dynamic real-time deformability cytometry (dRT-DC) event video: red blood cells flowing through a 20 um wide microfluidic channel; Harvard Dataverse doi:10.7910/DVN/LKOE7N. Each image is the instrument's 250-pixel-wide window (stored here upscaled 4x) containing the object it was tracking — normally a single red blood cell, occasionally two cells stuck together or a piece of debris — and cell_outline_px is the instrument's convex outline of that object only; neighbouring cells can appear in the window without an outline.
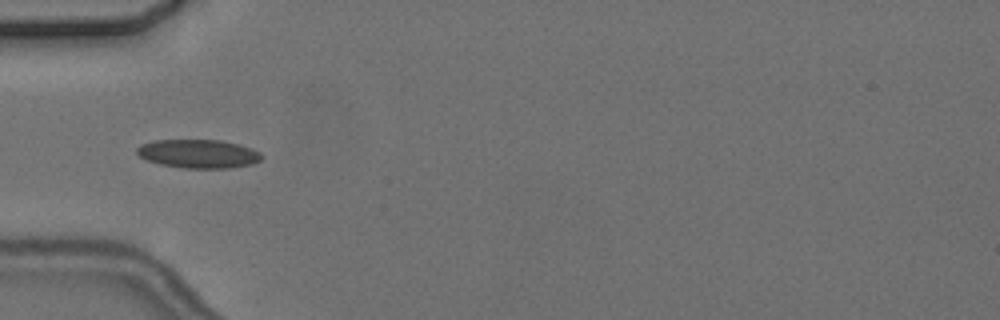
{"species": "common noctule bat (a hibernating species)", "species_latin": "Nyctalus noctula", "temperature_condition": "cold", "stored_images_in_passage": 7, "camera_frame_rate_fps": 3000, "um_per_image_px": 0.085, "animal": {"sex": "female", "body_mass_g": 24.6, "forearm_length_mm": 56.2}, "frame": {"image": 1, "passage_image": 6, "time_ms": 5.667, "image_size_px": [1000, 320], "cell_outline_px": [[264, 156], [260, 160], [252, 164], [232, 168], [184, 168], [160, 164], [144, 160], [136, 152], [136, 148], [140, 144], [152, 140], [220, 140], [252, 148], [260, 152]], "centroid_in_image_um": [16.84, 13.07], "position_along_channel_um": 68.2, "area_um2": 20.98}}
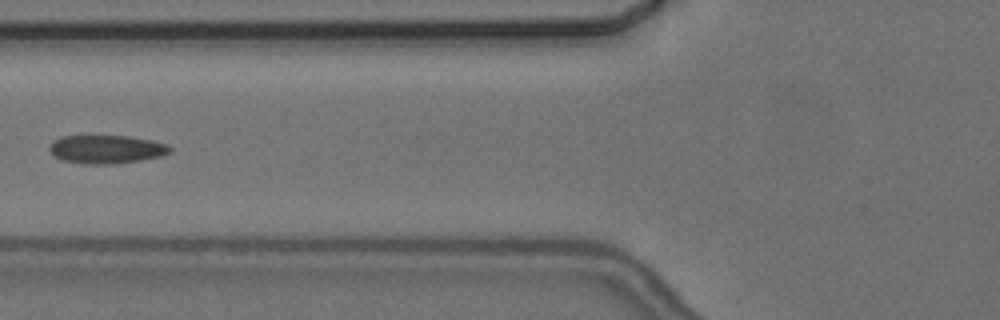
{"frame": {"image": 2, "passage_image": 7, "time_ms": 7.0, "image_size_px": [1000, 320], "cell_outline_px": [[172, 152], [160, 156], [140, 160], [104, 164], [84, 164], [64, 160], [56, 156], [48, 148], [60, 136], [128, 136], [152, 140], [168, 144], [172, 148]], "centroid_in_image_um": [9.1, 12.68], "position_along_channel_um": 116.7, "area_um2": 19.65}}